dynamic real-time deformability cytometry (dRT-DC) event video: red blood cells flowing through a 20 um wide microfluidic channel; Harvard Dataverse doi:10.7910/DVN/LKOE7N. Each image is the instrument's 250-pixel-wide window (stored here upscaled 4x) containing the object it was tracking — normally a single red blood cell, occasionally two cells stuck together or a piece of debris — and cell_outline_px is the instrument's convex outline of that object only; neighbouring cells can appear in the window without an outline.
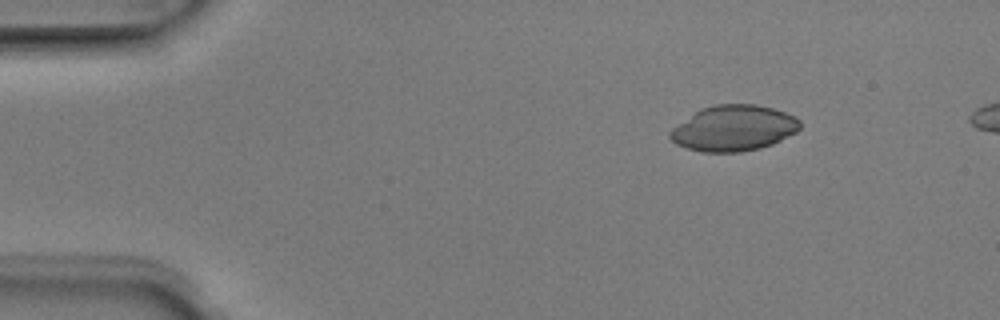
{"species": "Egyptian fruit bat (a non-hibernating species)", "species_latin": "Rousettus aegyptiacus", "temperature_condition": "room temperature", "stored_images_in_passage": 4, "camera_frame_rate_fps": 3000, "um_per_image_px": 0.085, "animal": {"sex": "male"}, "frame": {"image": 1, "passage_image": 1, "time_ms": 0.0, "image_size_px": [1000, 320], "cell_outline_px": [[800, 128], [796, 132], [772, 144], [760, 148], [740, 152], [700, 152], [676, 144], [668, 136], [668, 132], [672, 128], [700, 108], [716, 104], [756, 104], [772, 108], [796, 116], [800, 120]], "centroid_in_image_um": [62.35, 10.89], "position_along_channel_um": 22.7, "area_um2": 34.68}}